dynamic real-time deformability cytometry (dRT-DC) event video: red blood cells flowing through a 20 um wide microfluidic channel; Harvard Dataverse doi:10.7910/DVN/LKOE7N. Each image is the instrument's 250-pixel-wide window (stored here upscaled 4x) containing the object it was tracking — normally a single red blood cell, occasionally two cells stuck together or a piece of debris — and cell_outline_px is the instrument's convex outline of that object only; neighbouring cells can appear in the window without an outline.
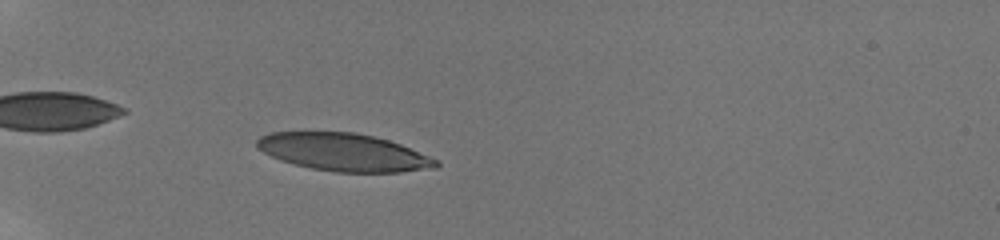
{"species": "human", "species_latin": "Homo sapiens", "temperature_condition": "room temperature", "stored_images_in_passage": 36, "camera_frame_rate_fps": 3000, "um_per_image_px": 0.085, "donor": {"sex": "male"}, "frame": {"image": 1, "passage_image": 5, "time_ms": 1.333, "image_size_px": [1000, 240], "cell_outline_px": [[440, 164], [436, 168], [400, 172], [336, 172], [312, 168], [280, 160], [256, 148], [256, 140], [260, 136], [272, 132], [356, 132], [388, 140], [400, 144], [440, 160]], "centroid_in_image_um": [29.24, 12.94], "position_along_channel_um": 55.8, "area_um2": 39.25}}
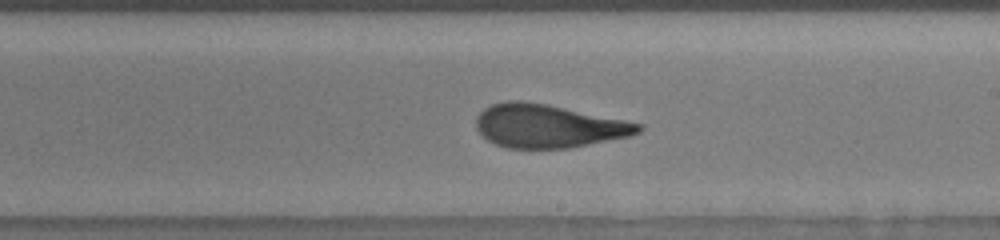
{"frame": {"image": 2, "passage_image": 19, "time_ms": 7.0, "image_size_px": [1000, 240], "cell_outline_px": [[644, 128], [640, 132], [632, 136], [568, 148], [508, 148], [496, 144], [488, 140], [476, 128], [476, 116], [484, 108], [492, 104], [508, 100], [524, 100], [548, 104], [644, 124]], "centroid_in_image_um": [46.62, 10.7], "position_along_channel_um": 242.4, "area_um2": 41.1}}
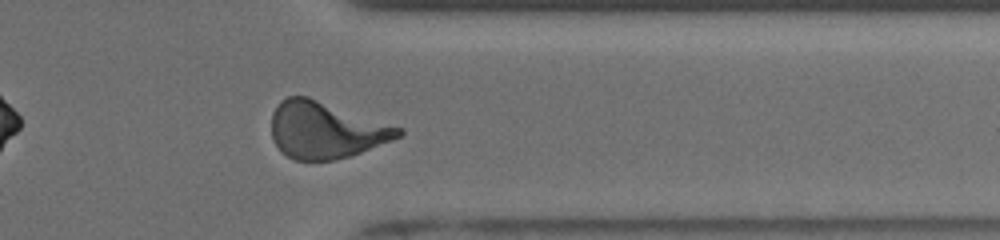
{"frame": {"image": 3, "passage_image": 29, "time_ms": 10.667, "image_size_px": [1000, 240], "cell_outline_px": [[404, 132], [400, 136], [360, 152], [336, 160], [296, 160], [280, 152], [272, 136], [272, 112], [280, 100], [288, 96], [308, 96], [404, 128]], "centroid_in_image_um": [27.67, 11.04], "position_along_channel_um": 383.7, "area_um2": 41.79}, "authors_computed_cell_mechanics": {"area_um2": 41.038, "velocity_mm_per_s": 3.8708, "shape_relaxation_time_tau1_ms": 4.8988, "shape_relaxation_time_tau2_ms": 1.1087, "deformation_change_tau1": 0.2165, "deformation_change_tau2": 0.083}}